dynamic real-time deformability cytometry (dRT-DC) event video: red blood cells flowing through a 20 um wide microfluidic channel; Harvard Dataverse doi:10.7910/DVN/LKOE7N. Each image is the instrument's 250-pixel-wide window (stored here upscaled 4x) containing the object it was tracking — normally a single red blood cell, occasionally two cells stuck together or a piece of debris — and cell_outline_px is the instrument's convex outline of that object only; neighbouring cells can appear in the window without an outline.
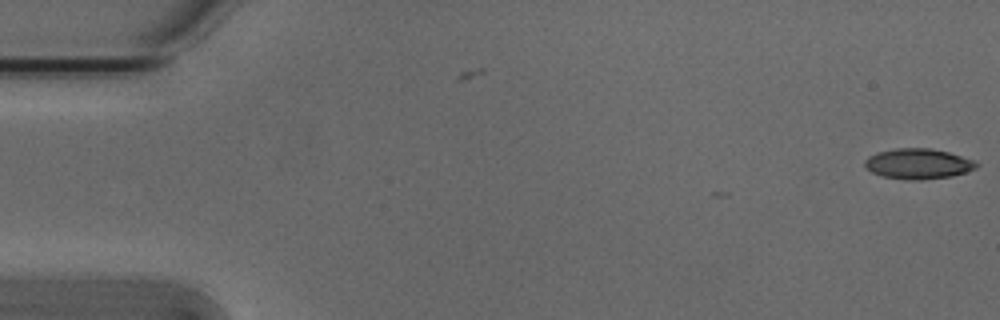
{"species": "Egyptian fruit bat (a non-hibernating species)", "species_latin": "Rousettus aegyptiacus", "temperature_condition": "cold", "stored_images_in_passage": 5, "camera_frame_rate_fps": 3000, "um_per_image_px": 0.085, "animal": {"sex": "male"}, "frame": {"image": 1, "passage_image": 1, "time_ms": 0.0, "image_size_px": [1000, 320], "cell_outline_px": [[980, 164], [976, 168], [952, 176], [924, 180], [908, 180], [884, 176], [872, 172], [864, 164], [864, 160], [868, 156], [876, 152], [896, 148], [928, 148], [948, 152], [976, 160]], "centroid_in_image_um": [78.06, 13.92], "position_along_channel_um": 6.9, "area_um2": 19.83}}